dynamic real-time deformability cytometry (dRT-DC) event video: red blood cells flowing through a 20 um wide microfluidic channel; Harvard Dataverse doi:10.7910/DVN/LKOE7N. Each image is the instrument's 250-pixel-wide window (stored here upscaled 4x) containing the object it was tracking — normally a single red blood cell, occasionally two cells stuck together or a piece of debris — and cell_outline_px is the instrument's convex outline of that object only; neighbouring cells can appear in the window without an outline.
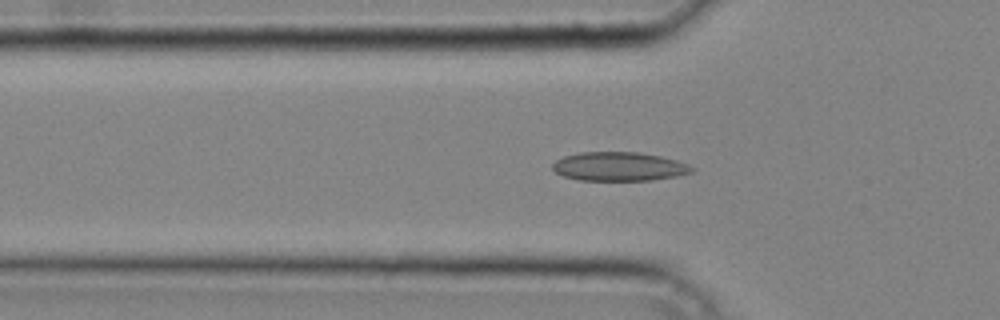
{"species": "common noctule bat (a hibernating species)", "species_latin": "Nyctalus noctula", "temperature_condition": "cold", "stored_images_in_passage": 40, "camera_frame_rate_fps": 3000, "um_per_image_px": 0.085, "animal": {"sex": "male", "body_mass_g": 20.4}, "frame": {"image": 1, "passage_image": 13, "time_ms": 4.0, "image_size_px": [1000, 320], "cell_outline_px": [[696, 168], [692, 172], [676, 176], [652, 180], [580, 180], [564, 176], [556, 172], [552, 168], [552, 164], [556, 160], [564, 156], [580, 152], [640, 152], [660, 156], [676, 160], [688, 164]], "centroid_in_image_um": [52.63, 14.15], "position_along_channel_um": 73.2, "area_um2": 23.41}}
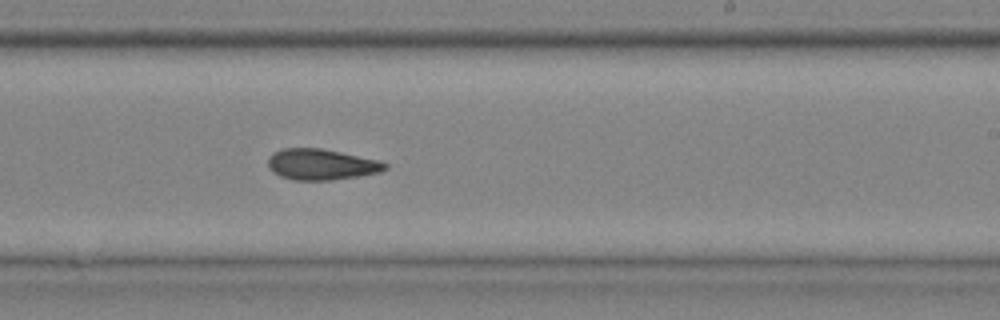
{"frame": {"image": 2, "passage_image": 25, "time_ms": 8.0, "image_size_px": [1000, 320], "cell_outline_px": [[388, 168], [380, 172], [360, 176], [332, 180], [292, 180], [280, 176], [272, 172], [268, 168], [268, 156], [272, 152], [280, 148], [320, 148], [380, 160], [388, 164]], "centroid_in_image_um": [27.29, 13.97], "position_along_channel_um": 261.7, "area_um2": 21.39}}
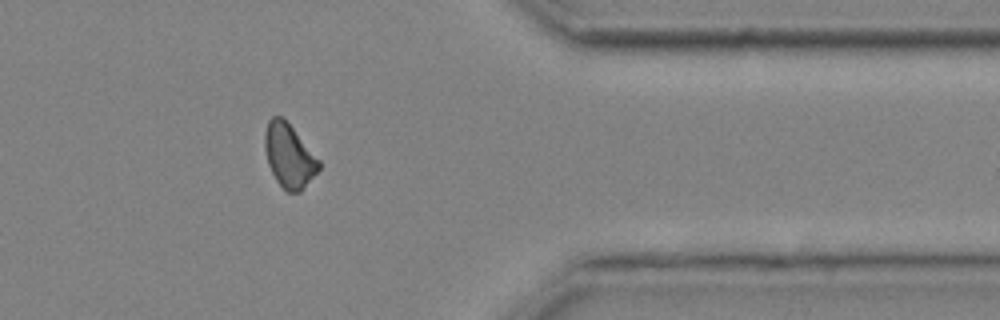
{"frame": {"image": 3, "passage_image": 34, "time_ms": 11.0, "image_size_px": [1000, 320], "cell_outline_px": [[320, 168], [300, 192], [284, 192], [276, 180], [268, 164], [264, 148], [264, 132], [268, 120], [272, 116], [280, 116], [292, 128], [320, 160]], "centroid_in_image_um": [24.54, 13.26], "position_along_channel_um": 386.9, "area_um2": 19.94}}